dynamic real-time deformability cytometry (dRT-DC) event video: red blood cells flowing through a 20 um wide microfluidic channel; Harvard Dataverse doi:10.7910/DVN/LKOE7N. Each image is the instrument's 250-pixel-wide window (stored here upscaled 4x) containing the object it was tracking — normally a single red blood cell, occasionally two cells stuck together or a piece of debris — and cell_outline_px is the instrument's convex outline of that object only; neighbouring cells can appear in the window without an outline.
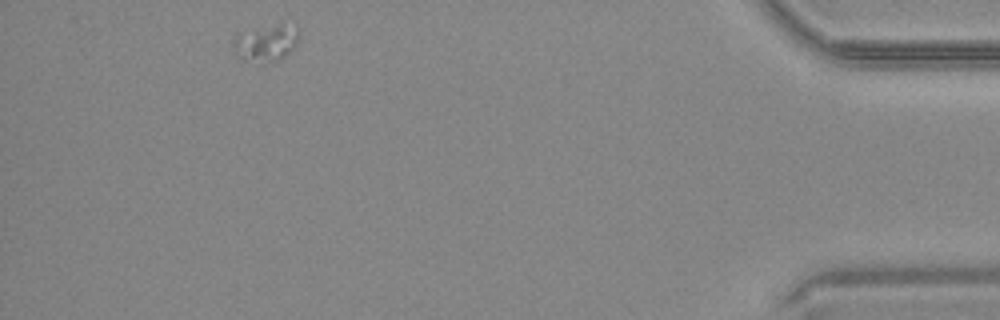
{"species": "common noctule bat (a hibernating species)", "species_latin": "Nyctalus noctula", "temperature_condition": "warm", "stored_images_in_passage": 39, "camera_frame_rate_fps": 3000, "um_per_image_px": 0.085, "animal": {"sex": "male", "body_mass_g": 20.4}, "frame": {"image": 1, "passage_image": 35, "time_ms": 11.333, "image_size_px": [1000, 320], "cell_outline_px": [[296, 44], [284, 56], [244, 60], [232, 52], [232, 44], [240, 32], [280, 24], [296, 24]], "centroid_in_image_um": [22.56, 3.57], "position_along_channel_um": 412.6, "area_um2": 12.89}}